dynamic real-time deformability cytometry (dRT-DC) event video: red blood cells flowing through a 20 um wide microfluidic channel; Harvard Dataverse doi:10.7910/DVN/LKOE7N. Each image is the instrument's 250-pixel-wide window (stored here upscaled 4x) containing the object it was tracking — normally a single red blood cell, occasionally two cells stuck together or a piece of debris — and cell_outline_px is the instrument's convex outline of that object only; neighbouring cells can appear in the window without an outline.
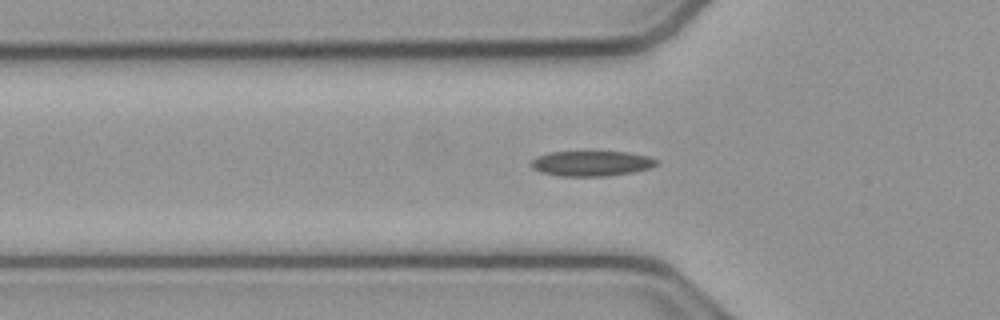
{"species": "common noctule bat (a hibernating species)", "species_latin": "Nyctalus noctula", "temperature_condition": "cold", "stored_images_in_passage": 43, "camera_frame_rate_fps": 3000, "um_per_image_px": 0.085, "animal": {"sex": "male", "body_mass_g": 23.1, "forearm_length_mm": 52.7}, "frame": {"image": 1, "passage_image": 13, "time_ms": 4.0, "image_size_px": [1000, 320], "cell_outline_px": [[660, 164], [652, 168], [632, 172], [604, 176], [560, 176], [540, 172], [532, 168], [532, 160], [536, 156], [548, 152], [628, 152], [648, 156], [660, 160]], "centroid_in_image_um": [50.32, 13.89], "position_along_channel_um": 75.5, "area_um2": 18.55}}
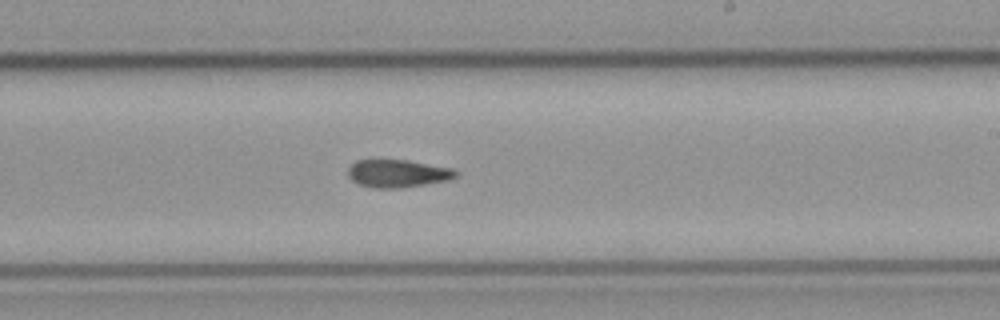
{"frame": {"image": 2, "passage_image": 27, "time_ms": 8.667, "image_size_px": [1000, 320], "cell_outline_px": [[456, 176], [448, 180], [400, 188], [372, 188], [360, 184], [352, 180], [348, 176], [348, 168], [356, 160], [408, 160], [452, 168], [456, 172]], "centroid_in_image_um": [33.77, 14.74], "position_along_channel_um": 255.2, "area_um2": 17.28}}
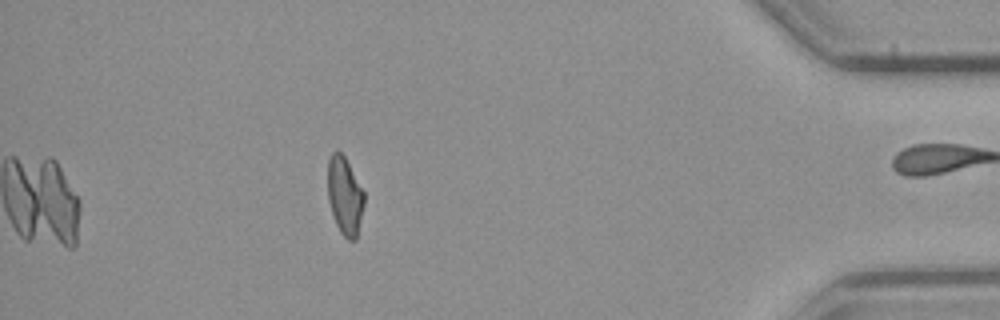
{"frame": {"image": 3, "passage_image": 43, "time_ms": 14.0, "image_size_px": [1000, 320], "cell_outline_px": [[364, 204], [356, 240], [348, 240], [340, 232], [336, 224], [328, 200], [328, 160], [332, 152], [340, 152], [344, 156], [364, 192]], "centroid_in_image_um": [29.3, 16.67], "position_along_channel_um": 405.9, "area_um2": 16.3}, "authors_computed_cell_mechanics": {"area_um2": 17.8602, "velocity_mm_per_s": 3.8259, "shape_relaxation_time_tau1_ms": 8.1358, "shape_relaxation_time_tau2_ms": 7.532, "deformation_change_tau1": 0.1718, "deformation_change_tau2": 0.1398}}